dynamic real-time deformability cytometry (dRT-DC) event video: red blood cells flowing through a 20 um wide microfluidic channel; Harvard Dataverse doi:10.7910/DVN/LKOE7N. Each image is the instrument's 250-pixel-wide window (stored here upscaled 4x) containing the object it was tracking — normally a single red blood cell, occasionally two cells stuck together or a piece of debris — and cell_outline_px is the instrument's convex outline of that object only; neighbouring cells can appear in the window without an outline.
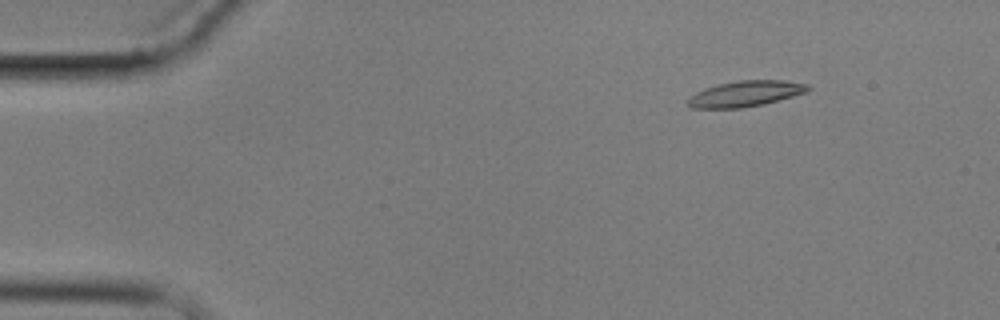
{"species": "common noctule bat (a hibernating species)", "species_latin": "Nyctalus noctula", "temperature_condition": "cold", "stored_images_in_passage": 4, "camera_frame_rate_fps": 3000, "um_per_image_px": 0.085, "animal": {"sex": "male", "body_mass_g": 17.9}, "frame": {"image": 1, "passage_image": 2, "time_ms": 1.333, "image_size_px": [1000, 320], "cell_outline_px": [[812, 88], [808, 92], [764, 104], [740, 108], [688, 108], [684, 104], [696, 92], [704, 88], [736, 80], [784, 80], [808, 84]], "centroid_in_image_um": [63.37, 7.97], "position_along_channel_um": 21.6, "area_um2": 18.21}}